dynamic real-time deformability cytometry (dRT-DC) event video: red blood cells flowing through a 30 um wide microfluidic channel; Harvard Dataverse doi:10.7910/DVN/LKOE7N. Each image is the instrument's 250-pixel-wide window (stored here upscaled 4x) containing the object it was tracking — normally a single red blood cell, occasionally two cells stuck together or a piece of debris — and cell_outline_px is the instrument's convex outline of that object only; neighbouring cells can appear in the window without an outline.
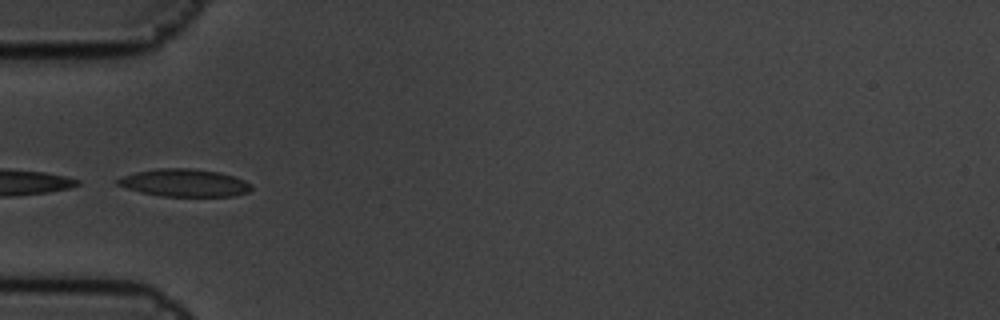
{"species": "common noctule bat (a hibernating species)", "species_latin": "Nyctalus noctula", "temperature_condition": "cold", "stored_images_in_passage": 7, "camera_frame_rate_fps": 3000, "um_per_image_px": 0.085, "animal": {"sex": "male", "body_mass_g": 19.5, "forearm_length_mm": 54.6}, "frame": {"image": 1, "passage_image": 5, "time_ms": 1.333, "image_size_px": [1000, 320], "cell_outline_px": [[252, 188], [248, 192], [232, 196], [160, 196], [140, 192], [116, 184], [116, 180], [124, 176], [136, 172], [156, 168], [192, 168], [220, 172], [244, 180], [252, 184]], "centroid_in_image_um": [15.69, 15.54], "position_along_channel_um": 69.3, "area_um2": 21.44}}
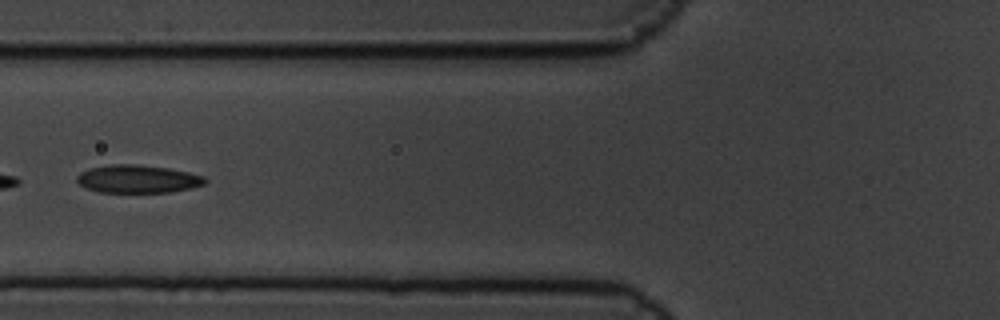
{"frame": {"image": 2, "passage_image": 6, "time_ms": 1.667, "image_size_px": [1000, 320], "cell_outline_px": [[208, 180], [204, 184], [192, 188], [172, 192], [100, 192], [84, 188], [76, 180], [76, 176], [80, 172], [88, 168], [112, 164], [132, 164], [168, 168], [188, 172], [204, 176]], "centroid_in_image_um": [11.69, 15.21], "position_along_channel_um": 114.1, "area_um2": 20.98}}
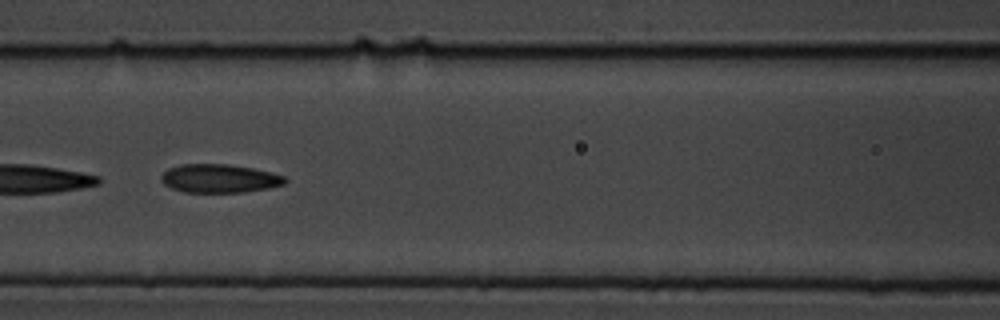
{"frame": {"image": 3, "passage_image": 7, "time_ms": 2.0, "image_size_px": [1000, 320], "cell_outline_px": [[288, 180], [284, 184], [268, 188], [244, 192], [184, 192], [172, 188], [164, 184], [160, 180], [160, 176], [168, 168], [180, 164], [228, 164], [252, 168], [284, 176]], "centroid_in_image_um": [18.62, 15.17], "position_along_channel_um": 148.0, "area_um2": 20.52}}